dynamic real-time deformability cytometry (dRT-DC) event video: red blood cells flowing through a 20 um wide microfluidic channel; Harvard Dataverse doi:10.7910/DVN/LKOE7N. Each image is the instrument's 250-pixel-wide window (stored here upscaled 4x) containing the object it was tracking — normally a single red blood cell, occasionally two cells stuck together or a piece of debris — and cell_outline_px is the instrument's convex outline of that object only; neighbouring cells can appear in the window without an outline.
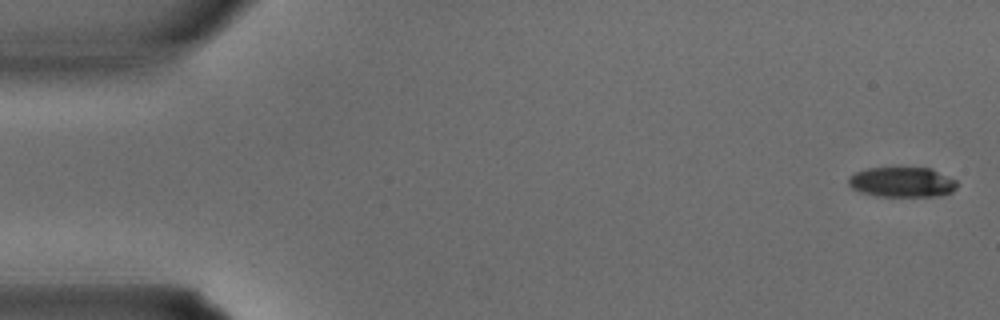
{"species": "common noctule bat (a hibernating species)", "species_latin": "Nyctalus noctula", "temperature_condition": "warm", "stored_images_in_passage": 34, "camera_frame_rate_fps": 3000, "um_per_image_px": 0.085, "animal": {"sex": "male", "body_mass_g": 15.6}, "frame": {"image": 1, "passage_image": 1, "time_ms": 0.0, "image_size_px": [1000, 320], "cell_outline_px": [[956, 188], [952, 192], [940, 196], [876, 196], [860, 192], [852, 188], [848, 184], [848, 176], [856, 172], [868, 168], [932, 168], [956, 180]], "centroid_in_image_um": [76.67, 15.48], "position_along_channel_um": 8.3, "area_um2": 19.07}}
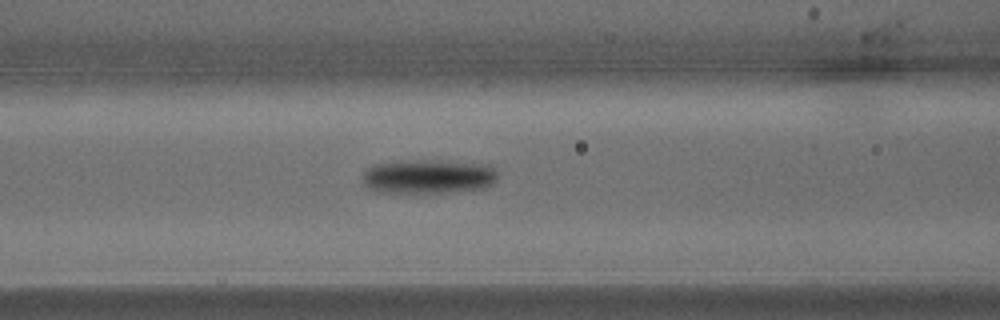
{"frame": {"image": 2, "passage_image": 14, "time_ms": 4.333, "image_size_px": [1000, 320], "cell_outline_px": [[496, 180], [492, 184], [480, 188], [444, 192], [380, 192], [368, 188], [364, 184], [364, 172], [372, 164], [404, 160], [428, 160], [488, 164], [496, 172]], "centroid_in_image_um": [36.37, 14.99], "position_along_channel_um": 130.2, "area_um2": 26.59}}
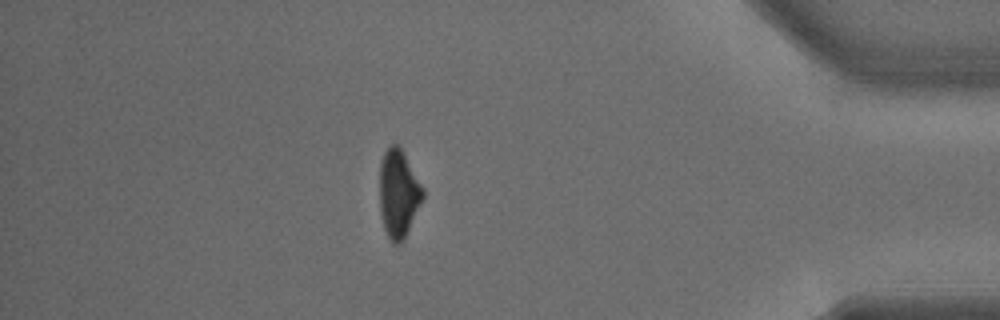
{"frame": {"image": 3, "passage_image": 30, "time_ms": 9.667, "image_size_px": [1000, 320], "cell_outline_px": [[424, 196], [400, 244], [392, 244], [384, 228], [380, 212], [380, 160], [388, 144], [396, 144], [400, 148], [424, 188]], "centroid_in_image_um": [33.84, 16.42], "position_along_channel_um": 401.4, "area_um2": 21.79}}